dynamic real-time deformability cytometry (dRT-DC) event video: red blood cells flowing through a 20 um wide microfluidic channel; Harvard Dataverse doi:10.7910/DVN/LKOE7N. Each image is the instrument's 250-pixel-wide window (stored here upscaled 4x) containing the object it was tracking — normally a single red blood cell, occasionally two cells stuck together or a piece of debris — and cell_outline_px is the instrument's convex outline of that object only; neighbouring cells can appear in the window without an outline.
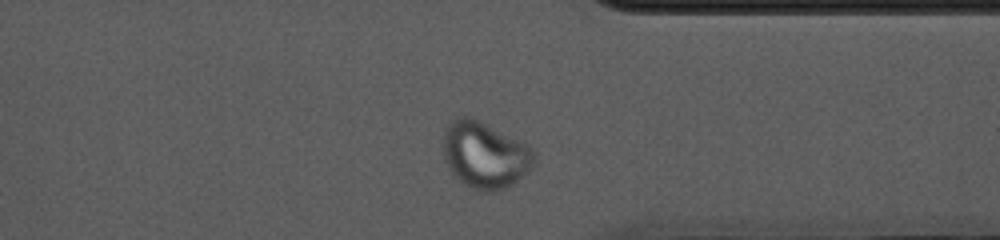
{"species": "common noctule bat (a hibernating species)", "species_latin": "Nyctalus noctula", "temperature_condition": "cold", "stored_images_in_passage": 44, "camera_frame_rate_fps": 3000, "um_per_image_px": 0.085, "animal": {"sex": "female", "body_mass_g": 10.0, "forearm_length_mm": 53.1}, "frame": {"image": 1, "passage_image": 38, "time_ms": 12.333, "image_size_px": [1000, 240], "cell_outline_px": [[536, 160], [532, 168], [528, 172], [512, 184], [496, 192], [484, 192], [464, 184], [452, 172], [444, 160], [444, 132], [448, 124], [456, 116], [472, 116], [520, 140], [532, 148], [536, 152]], "centroid_in_image_um": [41.24, 13.15], "position_along_channel_um": 370.2, "area_um2": 35.55}}